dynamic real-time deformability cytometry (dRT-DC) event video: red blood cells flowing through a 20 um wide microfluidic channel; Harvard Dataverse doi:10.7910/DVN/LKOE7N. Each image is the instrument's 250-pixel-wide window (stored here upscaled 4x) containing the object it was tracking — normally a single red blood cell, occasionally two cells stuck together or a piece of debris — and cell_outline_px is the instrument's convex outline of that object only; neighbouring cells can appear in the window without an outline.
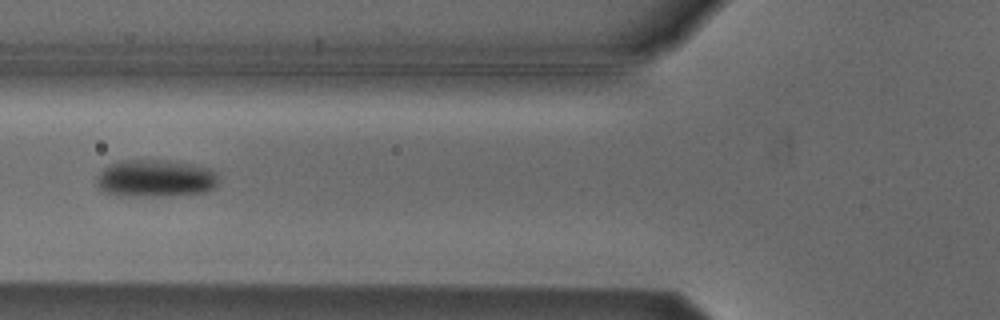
{"species": "Egyptian fruit bat (a non-hibernating species)", "species_latin": "Rousettus aegyptiacus", "temperature_condition": "cold", "stored_images_in_passage": 7, "camera_frame_rate_fps": 3000, "um_per_image_px": 0.085, "animal": {"sex": "male"}, "frame": {"image": 1, "passage_image": 5, "time_ms": 4.667, "image_size_px": [1000, 320], "cell_outline_px": [[220, 180], [216, 188], [208, 192], [172, 196], [116, 196], [104, 192], [96, 184], [96, 180], [100, 172], [108, 164], [124, 160], [164, 160], [192, 164], [212, 168], [220, 176]], "centroid_in_image_um": [13.27, 15.18], "position_along_channel_um": 112.5, "area_um2": 27.28}}
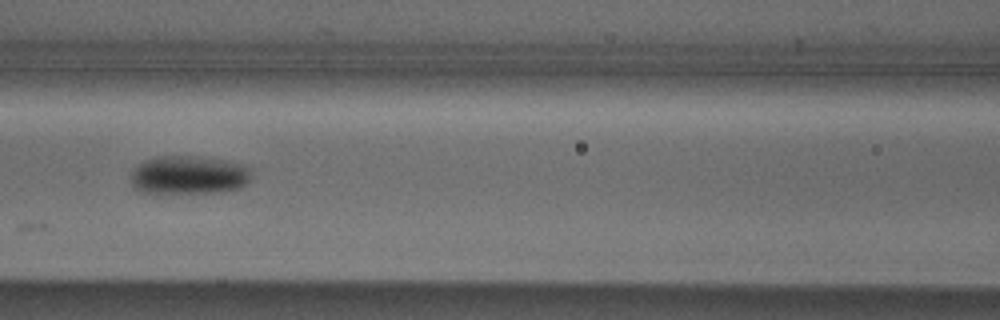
{"frame": {"image": 2, "passage_image": 6, "time_ms": 5.667, "image_size_px": [1000, 320], "cell_outline_px": [[248, 180], [240, 188], [224, 192], [156, 196], [152, 196], [140, 192], [132, 184], [132, 172], [144, 160], [156, 156], [192, 156], [224, 160], [240, 164], [248, 168]], "centroid_in_image_um": [15.95, 14.94], "position_along_channel_um": 150.6, "area_um2": 27.74}}
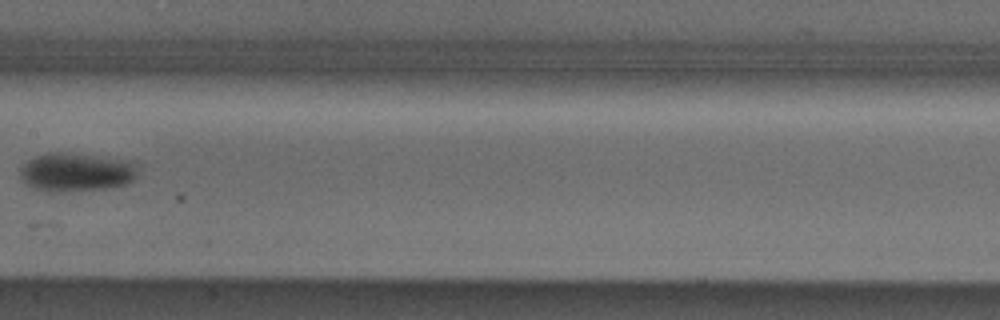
{"frame": {"image": 3, "passage_image": 7, "time_ms": 7.0, "image_size_px": [1000, 320], "cell_outline_px": [[140, 164], [136, 176], [132, 180], [124, 184], [108, 188], [52, 192], [48, 192], [36, 188], [28, 184], [20, 176], [20, 168], [28, 160], [36, 156], [48, 152], [64, 152], [136, 160]], "centroid_in_image_um": [6.55, 14.6], "position_along_channel_um": 200.8, "area_um2": 26.76}}